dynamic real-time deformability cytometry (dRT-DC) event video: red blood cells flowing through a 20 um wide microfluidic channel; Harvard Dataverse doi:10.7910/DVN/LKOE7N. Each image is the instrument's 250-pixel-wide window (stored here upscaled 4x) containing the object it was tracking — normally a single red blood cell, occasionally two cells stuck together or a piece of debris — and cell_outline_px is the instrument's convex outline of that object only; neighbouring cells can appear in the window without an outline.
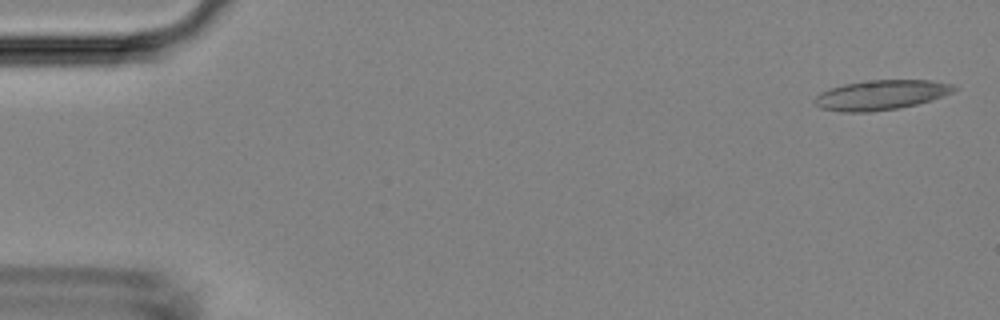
{"species": "Egyptian fruit bat (a non-hibernating species)", "species_latin": "Rousettus aegyptiacus", "temperature_condition": "room temperature", "stored_images_in_passage": 5, "camera_frame_rate_fps": 3000, "um_per_image_px": 0.085, "animal": {"sex": "female"}, "frame": {"image": 1, "passage_image": 1, "time_ms": 0.0, "image_size_px": [1000, 320], "cell_outline_px": [[960, 88], [944, 96], [932, 100], [900, 108], [872, 112], [840, 112], [820, 108], [812, 100], [820, 92], [828, 88], [844, 84], [864, 80], [932, 80], [952, 84]], "centroid_in_image_um": [74.88, 8.07], "position_along_channel_um": 10.1, "area_um2": 24.57}}
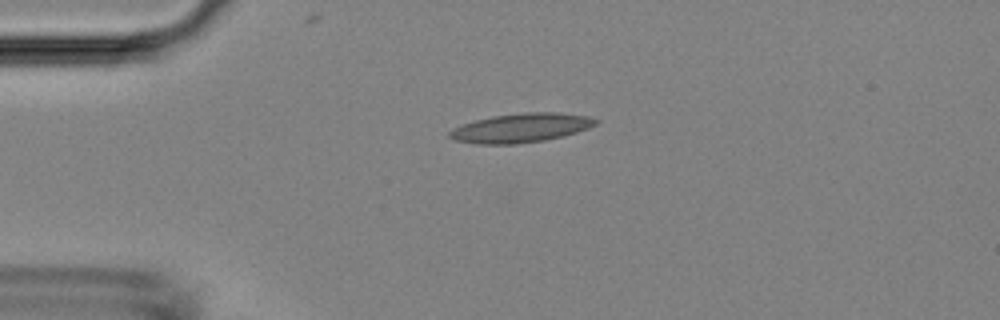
{"frame": {"image": 2, "passage_image": 3, "time_ms": 3.333, "image_size_px": [1000, 320], "cell_outline_px": [[600, 120], [596, 124], [588, 128], [564, 136], [544, 140], [516, 144], [476, 144], [452, 140], [448, 136], [448, 132], [452, 128], [476, 120], [492, 116], [524, 112], [556, 112], [588, 116]], "centroid_in_image_um": [44.26, 10.87], "position_along_channel_um": 40.7, "area_um2": 24.85}}